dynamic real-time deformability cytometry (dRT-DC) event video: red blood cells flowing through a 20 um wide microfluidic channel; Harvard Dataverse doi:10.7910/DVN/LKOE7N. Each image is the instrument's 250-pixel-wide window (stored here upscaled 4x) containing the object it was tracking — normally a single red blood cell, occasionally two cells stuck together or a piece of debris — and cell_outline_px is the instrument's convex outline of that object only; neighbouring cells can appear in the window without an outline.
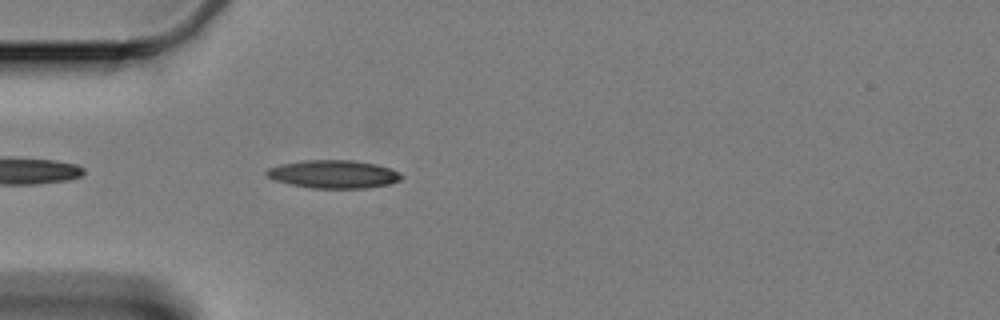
{"species": "Egyptian fruit bat (a non-hibernating species)", "species_latin": "Rousettus aegyptiacus", "temperature_condition": "cold", "stored_images_in_passage": 24, "camera_frame_rate_fps": 3000, "um_per_image_px": 0.085, "animal": {"sex": "female"}, "frame": {"image": 1, "passage_image": 4, "time_ms": 1.0, "image_size_px": [1000, 320], "cell_outline_px": [[404, 176], [400, 180], [388, 184], [364, 188], [312, 188], [288, 184], [272, 180], [264, 176], [264, 172], [268, 168], [280, 164], [304, 160], [352, 160], [376, 164], [400, 172]], "centroid_in_image_um": [28.29, 14.8], "position_along_channel_um": 56.7, "area_um2": 22.25}}
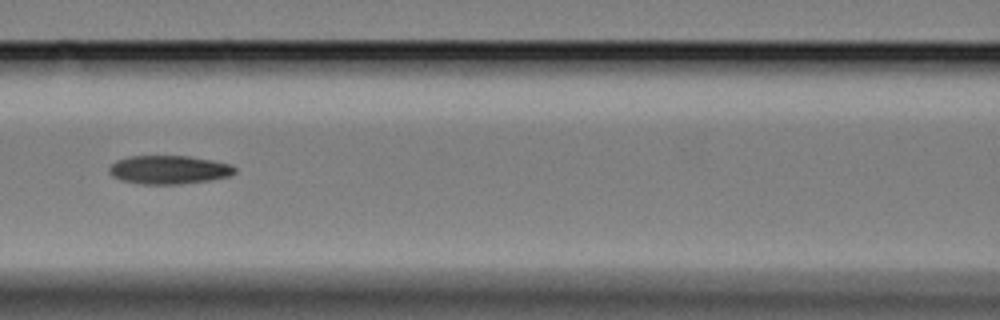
{"frame": {"image": 2, "passage_image": 13, "time_ms": 4.0, "image_size_px": [1000, 320], "cell_outline_px": [[236, 172], [228, 176], [208, 180], [180, 184], [140, 184], [120, 180], [112, 176], [108, 172], [108, 168], [116, 160], [128, 156], [188, 156], [212, 160], [232, 164], [236, 168]], "centroid_in_image_um": [14.33, 14.42], "position_along_channel_um": 152.3, "area_um2": 20.98}}
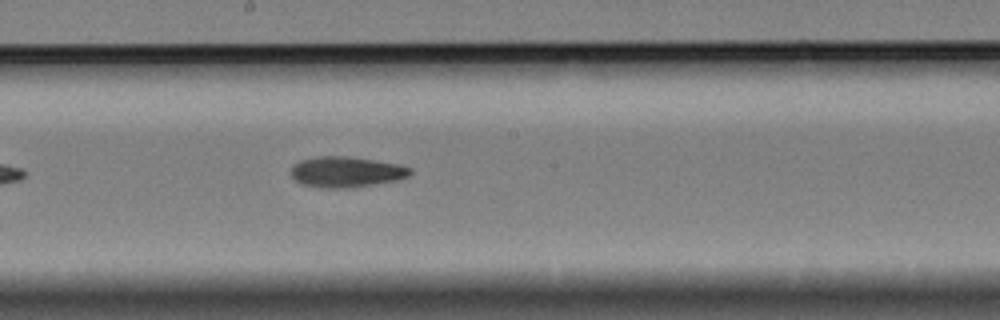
{"frame": {"image": 3, "passage_image": 19, "time_ms": 6.0, "image_size_px": [1000, 320], "cell_outline_px": [[412, 172], [408, 176], [396, 180], [348, 188], [320, 188], [300, 184], [292, 176], [292, 168], [300, 160], [316, 156], [344, 156], [400, 164], [412, 168]], "centroid_in_image_um": [29.42, 14.61], "position_along_channel_um": 218.8, "area_um2": 21.15}}